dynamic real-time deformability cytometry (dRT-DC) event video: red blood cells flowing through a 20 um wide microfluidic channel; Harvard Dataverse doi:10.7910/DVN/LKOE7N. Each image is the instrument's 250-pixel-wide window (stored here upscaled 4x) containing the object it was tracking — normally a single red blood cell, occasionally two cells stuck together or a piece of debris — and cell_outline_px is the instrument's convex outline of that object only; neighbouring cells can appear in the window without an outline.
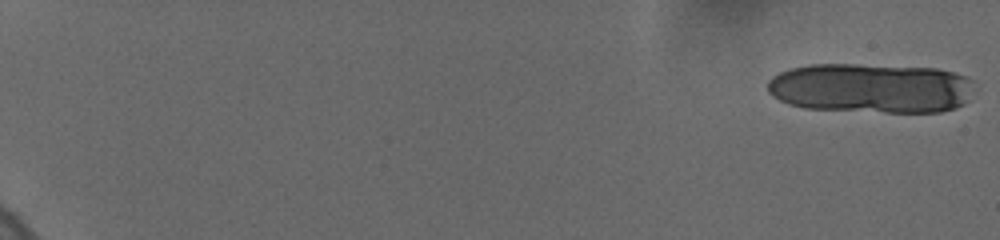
{"species": "human", "species_latin": "Homo sapiens", "temperature_condition": "cold", "stored_images_in_passage": 32, "camera_frame_rate_fps": 3000, "um_per_image_px": 0.085, "donor": {"sex": "female"}, "frame": {"image": 1, "passage_image": 1, "time_ms": 0.0, "image_size_px": [1000, 240], "cell_outline_px": [[972, 80], [964, 104], [956, 108], [940, 112], [884, 112], [804, 108], [788, 104], [772, 96], [768, 92], [768, 80], [772, 76], [788, 68], [808, 64], [856, 64], [936, 68], [952, 72], [964, 76]], "centroid_in_image_um": [73.96, 7.48], "position_along_channel_um": 11.0, "area_um2": 60.11}}